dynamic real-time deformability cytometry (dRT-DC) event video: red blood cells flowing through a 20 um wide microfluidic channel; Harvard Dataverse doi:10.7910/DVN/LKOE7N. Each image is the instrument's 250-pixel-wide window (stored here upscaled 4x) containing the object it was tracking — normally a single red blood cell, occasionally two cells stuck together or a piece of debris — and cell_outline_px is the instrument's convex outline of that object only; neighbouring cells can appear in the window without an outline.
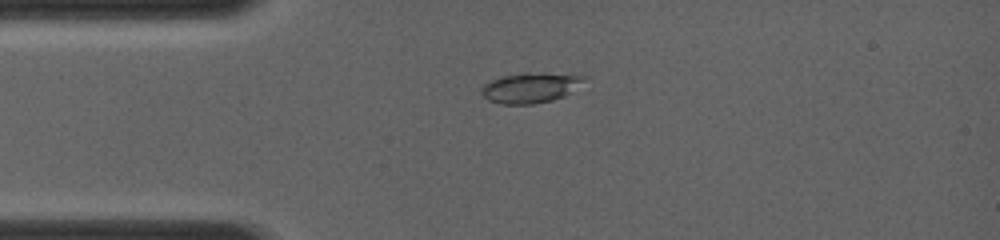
{"species": "common noctule bat (a hibernating species)", "species_latin": "Nyctalus noctula", "temperature_condition": "room temperature", "stored_images_in_passage": 35, "camera_frame_rate_fps": 4000, "um_per_image_px": 0.085, "animal": {"sex": "female", "body_mass_g": 19.0, "forearm_length_mm": 56.7}, "frame": {"image": 1, "passage_image": 2, "time_ms": 0.5, "image_size_px": [1000, 240], "cell_outline_px": [[588, 76], [564, 96], [552, 100], [532, 104], [500, 104], [488, 100], [480, 92], [480, 88], [484, 84], [500, 76], [524, 72], [544, 72]], "centroid_in_image_um": [45.02, 7.44], "position_along_channel_um": 40.0, "area_um2": 18.09}}
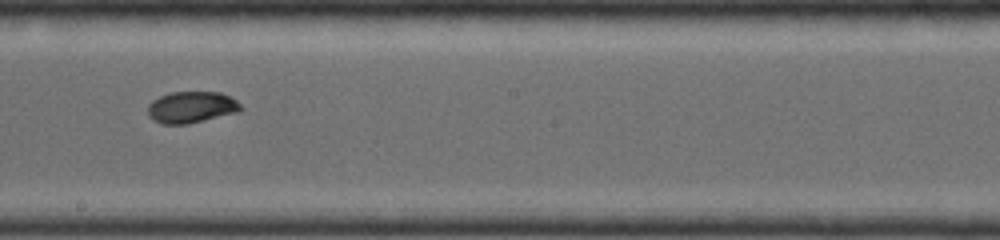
{"frame": {"image": 2, "passage_image": 17, "time_ms": 5.0, "image_size_px": [1000, 240], "cell_outline_px": [[244, 108], [240, 112], [188, 124], [160, 124], [152, 120], [148, 116], [148, 104], [152, 100], [160, 96], [172, 92], [220, 92], [236, 100]], "centroid_in_image_um": [16.27, 9.12], "position_along_channel_um": 231.9, "area_um2": 17.28}}
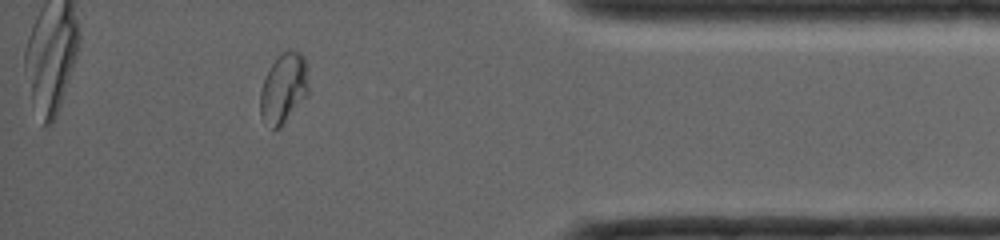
{"frame": {"image": 3, "passage_image": 30, "time_ms": 9.25, "image_size_px": [1000, 240], "cell_outline_px": [[308, 96], [280, 128], [272, 128], [260, 116], [260, 92], [268, 68], [284, 52], [300, 52], [304, 56], [308, 64]], "centroid_in_image_um": [24.14, 7.53], "position_along_channel_um": 411.1, "area_um2": 19.77}}